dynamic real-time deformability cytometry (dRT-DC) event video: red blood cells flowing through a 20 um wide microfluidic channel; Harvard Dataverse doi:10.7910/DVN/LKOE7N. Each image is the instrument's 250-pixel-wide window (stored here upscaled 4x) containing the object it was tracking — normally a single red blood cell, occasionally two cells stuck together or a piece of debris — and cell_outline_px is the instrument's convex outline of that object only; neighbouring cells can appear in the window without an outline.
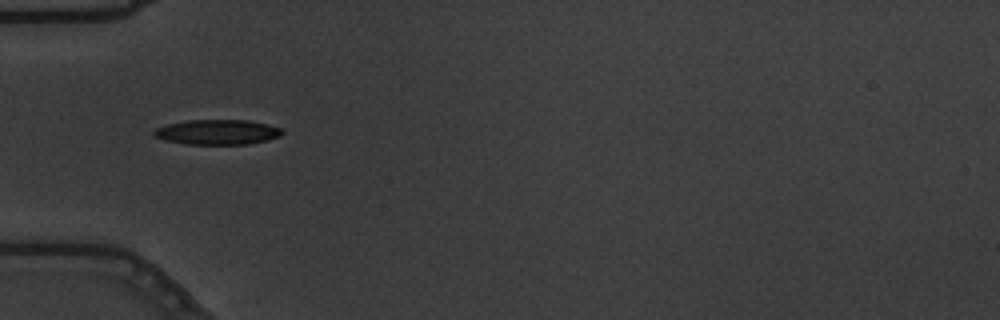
{"species": "common noctule bat (a hibernating species)", "species_latin": "Nyctalus noctula", "temperature_condition": "warm", "stored_images_in_passage": 39, "camera_frame_rate_fps": 3000, "um_per_image_px": 0.085, "animal": {"sex": "male", "body_mass_g": 19.5, "forearm_length_mm": 54.6}, "frame": {"image": 1, "passage_image": 2, "time_ms": 0.333, "image_size_px": [1000, 320], "cell_outline_px": [[284, 132], [280, 136], [268, 140], [248, 144], [188, 144], [164, 140], [156, 136], [152, 132], [156, 128], [168, 124], [188, 120], [248, 120], [280, 128]], "centroid_in_image_um": [18.48, 11.23], "position_along_channel_um": 66.5, "area_um2": 18.5}}
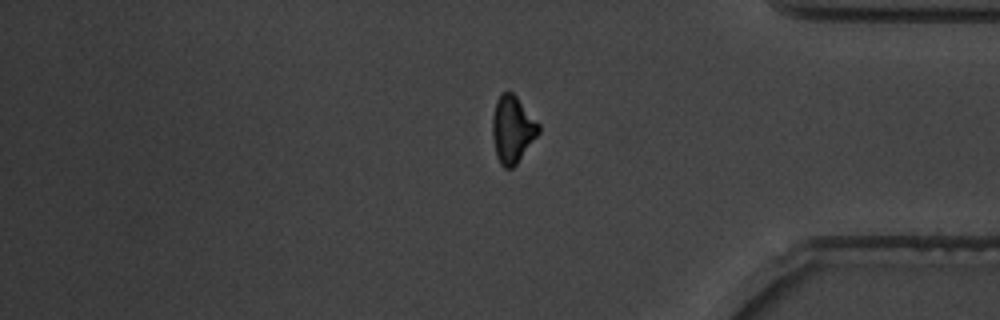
{"frame": {"image": 2, "passage_image": 30, "time_ms": 9.667, "image_size_px": [1000, 320], "cell_outline_px": [[540, 132], [516, 164], [512, 168], [504, 168], [500, 164], [496, 156], [492, 136], [492, 116], [496, 100], [500, 92], [508, 88], [516, 96], [540, 124]], "centroid_in_image_um": [43.54, 10.95], "position_along_channel_um": 391.7, "area_um2": 18.32}}
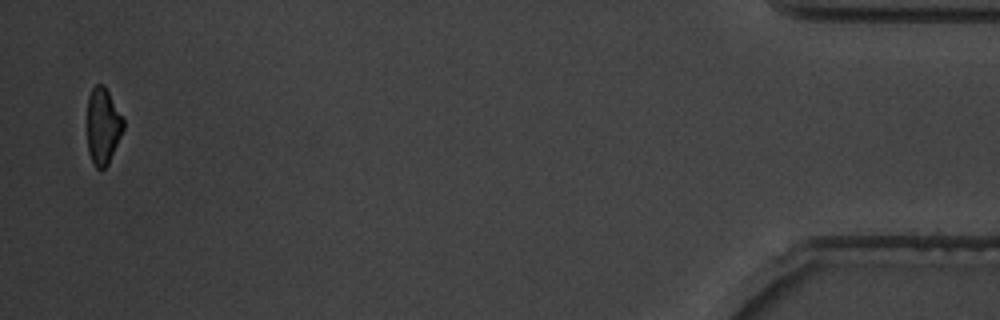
{"frame": {"image": 3, "passage_image": 38, "time_ms": 12.333, "image_size_px": [1000, 320], "cell_outline_px": [[124, 128], [108, 164], [100, 172], [92, 164], [88, 152], [88, 96], [92, 88], [96, 84], [104, 84], [124, 120]], "centroid_in_image_um": [8.74, 10.74], "position_along_channel_um": 426.5, "area_um2": 16.13}, "authors_computed_cell_mechanics": {"area_um2": 18.3226, "velocity_mm_per_s": 3.687, "shape_relaxation_time_tau1_ms": 5.3571, "shape_relaxation_time_tau2_ms": 4.6713, "deformation_change_tau1": 0.169, "deformation_change_tau2": 0.1331}}